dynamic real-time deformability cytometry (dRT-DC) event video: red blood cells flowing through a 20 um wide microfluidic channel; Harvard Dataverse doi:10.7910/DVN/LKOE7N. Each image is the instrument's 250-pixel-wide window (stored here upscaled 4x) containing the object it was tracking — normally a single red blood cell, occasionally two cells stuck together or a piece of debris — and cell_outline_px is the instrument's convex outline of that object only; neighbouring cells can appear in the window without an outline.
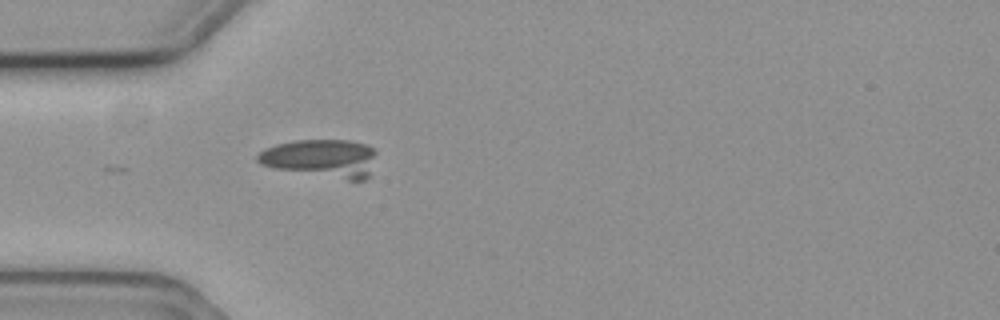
{"species": "common noctule bat (a hibernating species)", "species_latin": "Nyctalus noctula", "temperature_condition": "cold", "stored_images_in_passage": 1, "camera_frame_rate_fps": 3000, "um_per_image_px": 0.085, "animal": {"sex": "female", "body_mass_g": 19.3, "forearm_length_mm": 54.1}, "frame": {"image": 1, "passage_image": 1, "time_ms": 0.0, "image_size_px": [1000, 320], "cell_outline_px": [[376, 152], [368, 176], [364, 180], [348, 180], [272, 168], [260, 164], [256, 160], [256, 156], [264, 148], [276, 144], [296, 140], [348, 140], [368, 144]], "centroid_in_image_um": [27.28, 13.44], "position_along_channel_um": 57.7, "area_um2": 26.41}}